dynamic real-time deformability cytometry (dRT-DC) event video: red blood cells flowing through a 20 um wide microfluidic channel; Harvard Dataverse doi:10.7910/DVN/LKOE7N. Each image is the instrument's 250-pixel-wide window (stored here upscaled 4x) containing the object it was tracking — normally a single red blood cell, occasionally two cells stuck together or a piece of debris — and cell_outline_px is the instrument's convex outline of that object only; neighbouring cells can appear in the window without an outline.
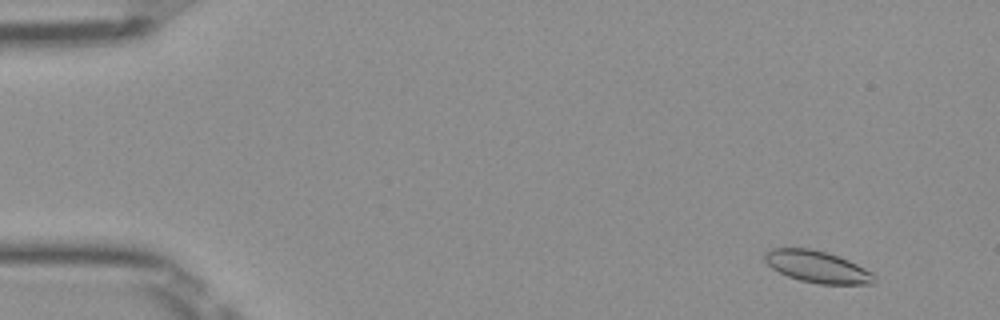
{"species": "Egyptian fruit bat (a non-hibernating species)", "species_latin": "Rousettus aegyptiacus", "temperature_condition": "room temperature", "stored_images_in_passage": 51, "camera_frame_rate_fps": 3000, "um_per_image_px": 0.085, "frame": {"image": 1, "passage_image": 4, "time_ms": 1.0, "image_size_px": [1000, 320], "cell_outline_px": [[876, 280], [872, 284], [820, 284], [800, 280], [788, 276], [772, 268], [764, 260], [764, 252], [772, 248], [808, 248], [824, 252], [848, 260], [872, 272], [876, 276]], "centroid_in_image_um": [69.46, 22.68], "position_along_channel_um": 15.5, "area_um2": 20.11}}
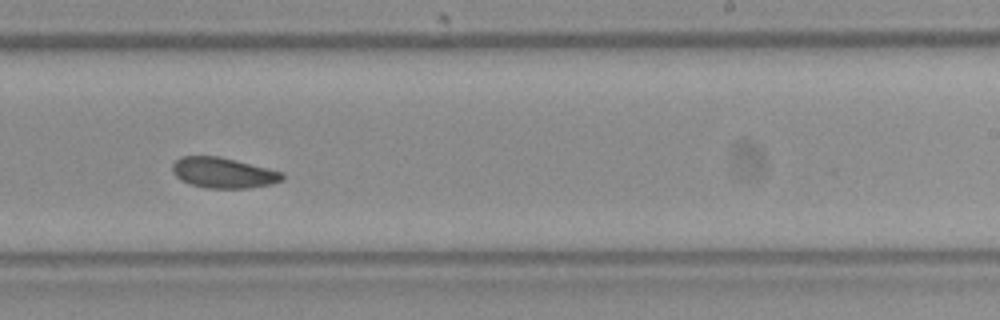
{"frame": {"image": 2, "passage_image": 32, "time_ms": 10.333, "image_size_px": [1000, 320], "cell_outline_px": [[284, 180], [272, 184], [248, 188], [208, 188], [192, 184], [180, 180], [172, 172], [172, 164], [180, 156], [220, 156], [284, 172]], "centroid_in_image_um": [18.99, 14.68], "position_along_channel_um": 270.0, "area_um2": 19.65}}
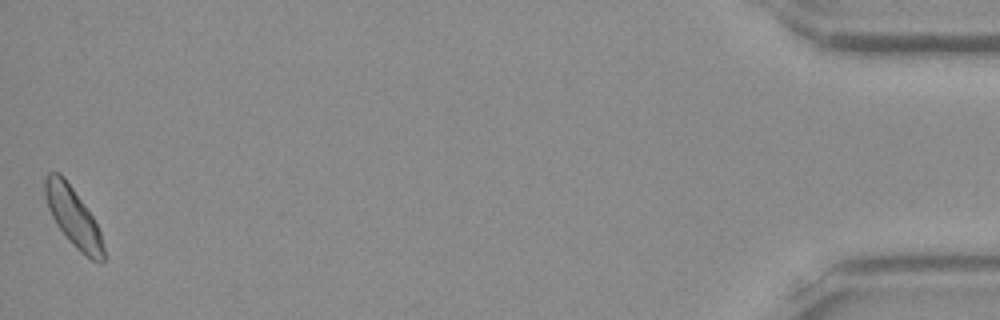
{"frame": {"image": 3, "passage_image": 51, "time_ms": 16.667, "image_size_px": [1000, 320], "cell_outline_px": [[104, 260], [100, 264], [92, 260], [80, 252], [68, 240], [56, 224], [48, 208], [44, 192], [44, 180], [48, 172], [60, 172], [64, 176], [84, 204], [92, 216], [100, 232], [104, 248]], "centroid_in_image_um": [6.21, 18.44], "position_along_channel_um": 429.0, "area_um2": 20.11}}